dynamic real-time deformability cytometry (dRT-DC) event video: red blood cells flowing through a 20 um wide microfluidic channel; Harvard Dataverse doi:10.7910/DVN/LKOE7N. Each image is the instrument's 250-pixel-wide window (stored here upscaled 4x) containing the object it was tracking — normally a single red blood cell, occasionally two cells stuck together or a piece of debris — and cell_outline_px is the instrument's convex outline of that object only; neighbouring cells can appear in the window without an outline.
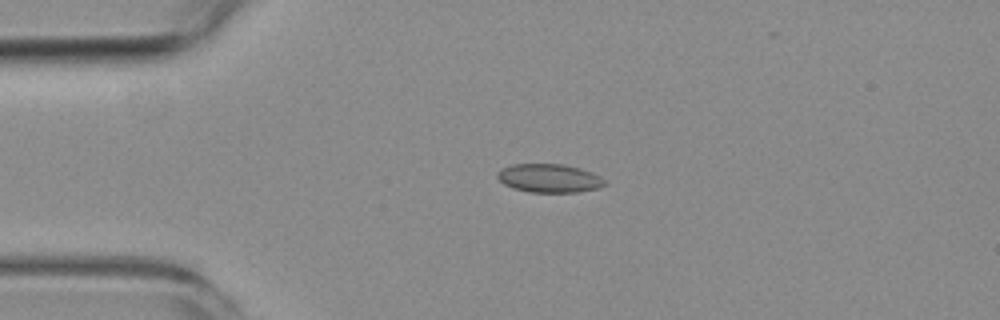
{"species": "common noctule bat (a hibernating species)", "species_latin": "Nyctalus noctula", "temperature_condition": "room temperature", "stored_images_in_passage": 5, "camera_frame_rate_fps": 3000, "um_per_image_px": 0.085, "animal": {"sex": "female", "body_mass_g": 19.3, "forearm_length_mm": 54.1}, "frame": {"image": 1, "passage_image": 4, "time_ms": 3.667, "image_size_px": [1000, 320], "cell_outline_px": [[604, 184], [600, 188], [576, 192], [528, 192], [512, 188], [504, 184], [496, 176], [496, 172], [500, 168], [512, 164], [564, 164], [580, 168], [592, 172], [600, 176], [604, 180]], "centroid_in_image_um": [46.65, 15.14], "position_along_channel_um": 38.4, "area_um2": 17.98}}